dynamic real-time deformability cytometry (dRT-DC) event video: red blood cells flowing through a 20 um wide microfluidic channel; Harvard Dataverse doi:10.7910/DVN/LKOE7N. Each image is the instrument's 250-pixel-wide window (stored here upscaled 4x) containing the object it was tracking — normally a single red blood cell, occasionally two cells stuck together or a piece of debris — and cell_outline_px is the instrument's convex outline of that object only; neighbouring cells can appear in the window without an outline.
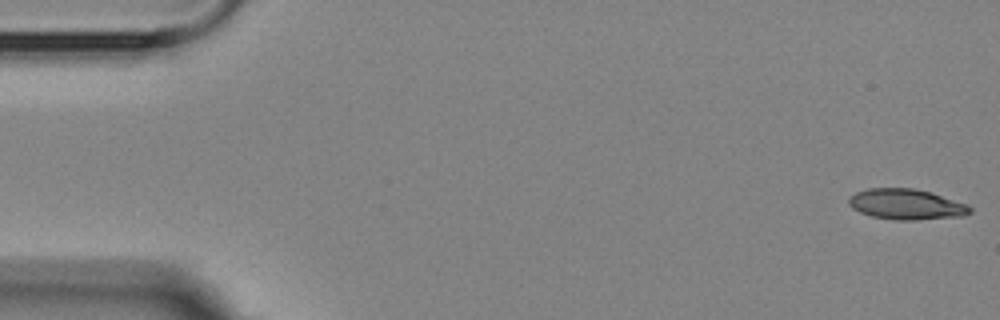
{"species": "Egyptian fruit bat (a non-hibernating species)", "species_latin": "Rousettus aegyptiacus", "temperature_condition": "room temperature", "stored_images_in_passage": 4, "camera_frame_rate_fps": 3000, "um_per_image_px": 0.085, "animal": {"sex": "female"}, "frame": {"image": 1, "passage_image": 1, "time_ms": 0.0, "image_size_px": [1000, 320], "cell_outline_px": [[972, 212], [964, 216], [916, 220], [896, 220], [872, 216], [860, 212], [852, 208], [848, 204], [848, 200], [856, 192], [868, 188], [916, 188], [932, 192], [968, 204], [972, 208]], "centroid_in_image_um": [77.08, 17.36], "position_along_channel_um": 7.9, "area_um2": 21.79}}
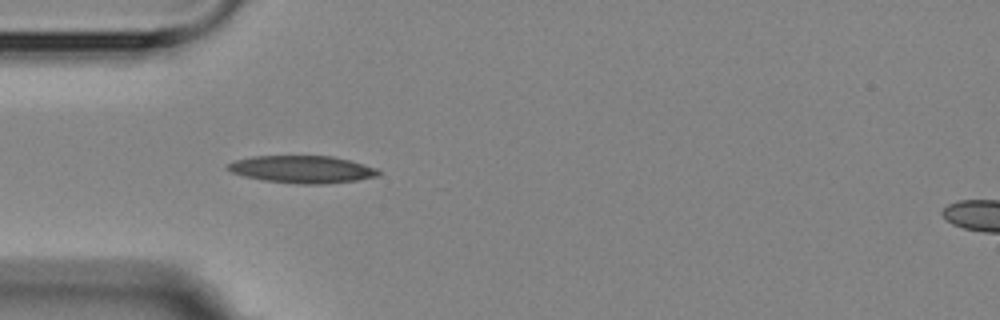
{"frame": {"image": 2, "passage_image": 4, "time_ms": 5.0, "image_size_px": [1000, 320], "cell_outline_px": [[380, 176], [356, 180], [324, 184], [296, 184], [264, 180], [244, 176], [232, 172], [224, 168], [228, 164], [236, 160], [252, 156], [332, 156], [348, 160], [376, 168], [380, 172]], "centroid_in_image_um": [25.67, 14.4], "position_along_channel_um": 59.3, "area_um2": 23.93}}